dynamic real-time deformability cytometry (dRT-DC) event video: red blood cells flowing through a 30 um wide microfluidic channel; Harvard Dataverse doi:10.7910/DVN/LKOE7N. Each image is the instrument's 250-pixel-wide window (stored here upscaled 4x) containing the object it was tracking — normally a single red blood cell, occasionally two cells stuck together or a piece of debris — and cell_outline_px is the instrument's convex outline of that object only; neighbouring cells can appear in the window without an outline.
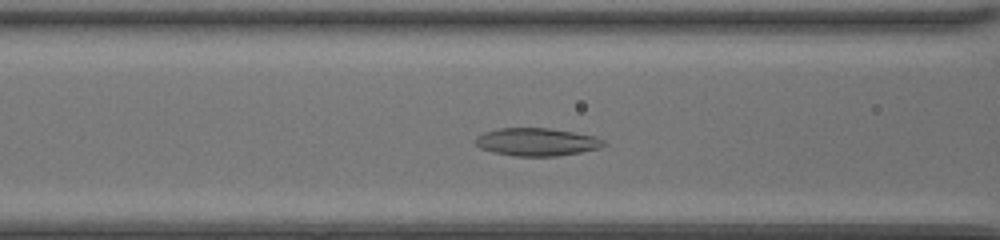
{"species": "common noctule bat (a hibernating species)", "species_latin": "Nyctalus noctula", "temperature_condition": "room temperature", "stored_images_in_passage": 40, "camera_frame_rate_fps": 3000, "um_per_image_px": 0.085, "animal": {"sex": "female", "body_mass_g": 20.0, "forearm_length_mm": 54.0}, "frame": {"image": 1, "passage_image": 12, "time_ms": 3.667, "image_size_px": [1000, 240], "cell_outline_px": [[608, 144], [600, 148], [580, 152], [556, 156], [512, 156], [492, 152], [480, 148], [472, 140], [476, 136], [484, 132], [496, 128], [548, 128], [576, 132], [596, 136], [604, 140]], "centroid_in_image_um": [45.61, 12.06], "position_along_channel_um": 121.0, "area_um2": 21.15}}
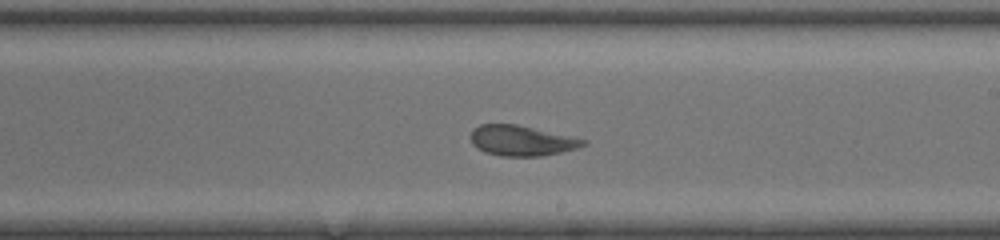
{"frame": {"image": 2, "passage_image": 21, "time_ms": 6.667, "image_size_px": [1000, 240], "cell_outline_px": [[588, 144], [576, 148], [560, 152], [540, 156], [500, 156], [484, 152], [476, 148], [472, 144], [472, 128], [480, 124], [516, 124], [588, 140]], "centroid_in_image_um": [44.32, 11.95], "position_along_channel_um": 244.7, "area_um2": 19.83}}
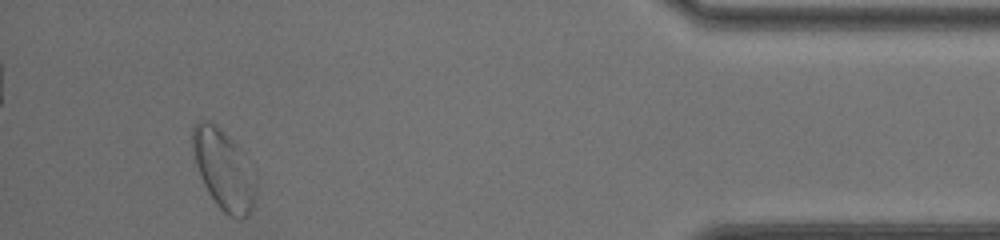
{"frame": {"image": 3, "passage_image": 37, "time_ms": 12.0, "image_size_px": [1000, 240], "cell_outline_px": [[256, 196], [252, 208], [248, 216], [240, 220], [228, 216], [216, 204], [208, 192], [200, 176], [196, 164], [192, 148], [192, 128], [200, 120], [208, 120], [216, 124], [244, 152], [256, 176]], "centroid_in_image_um": [19.04, 14.44], "position_along_channel_um": 416.2, "area_um2": 29.88}, "authors_computed_cell_mechanics": {"area_um2": 21.2415, "velocity_mm_per_s": 4.1295, "shape_relaxation_time_tau1_ms": 5.1622, "shape_relaxation_time_tau2_ms": 2.0949, "deformation_change_tau1": 0.1387, "deformation_change_tau2": 0.0897}}